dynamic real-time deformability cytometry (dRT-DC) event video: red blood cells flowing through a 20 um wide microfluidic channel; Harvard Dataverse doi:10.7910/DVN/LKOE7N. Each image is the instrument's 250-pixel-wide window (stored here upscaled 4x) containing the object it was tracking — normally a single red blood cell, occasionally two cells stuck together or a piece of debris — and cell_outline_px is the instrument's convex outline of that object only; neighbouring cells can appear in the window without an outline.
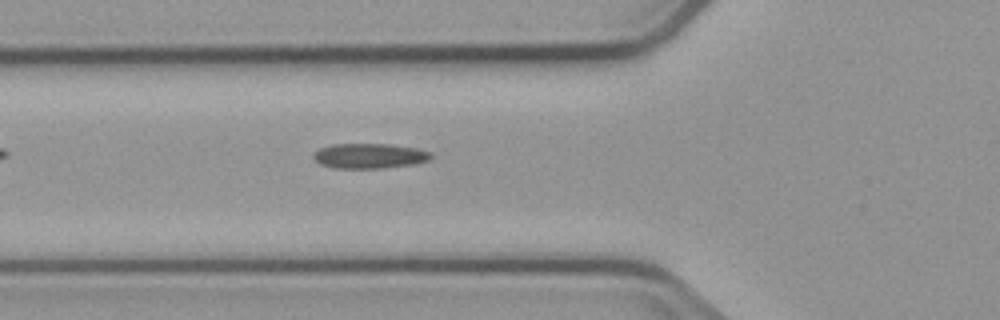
{"species": "common noctule bat (a hibernating species)", "species_latin": "Nyctalus noctula", "temperature_condition": "cold", "stored_images_in_passage": 3, "camera_frame_rate_fps": 3000, "um_per_image_px": 0.085, "animal": {"sex": "male", "body_mass_g": 23.1, "forearm_length_mm": 52.7}, "frame": {"image": 1, "passage_image": 3, "time_ms": 2.667, "image_size_px": [1000, 320], "cell_outline_px": [[432, 156], [428, 160], [412, 164], [384, 168], [336, 168], [320, 164], [312, 156], [320, 148], [332, 144], [388, 144], [416, 148], [432, 152]], "centroid_in_image_um": [31.41, 13.25], "position_along_channel_um": 94.4, "area_um2": 16.99}}